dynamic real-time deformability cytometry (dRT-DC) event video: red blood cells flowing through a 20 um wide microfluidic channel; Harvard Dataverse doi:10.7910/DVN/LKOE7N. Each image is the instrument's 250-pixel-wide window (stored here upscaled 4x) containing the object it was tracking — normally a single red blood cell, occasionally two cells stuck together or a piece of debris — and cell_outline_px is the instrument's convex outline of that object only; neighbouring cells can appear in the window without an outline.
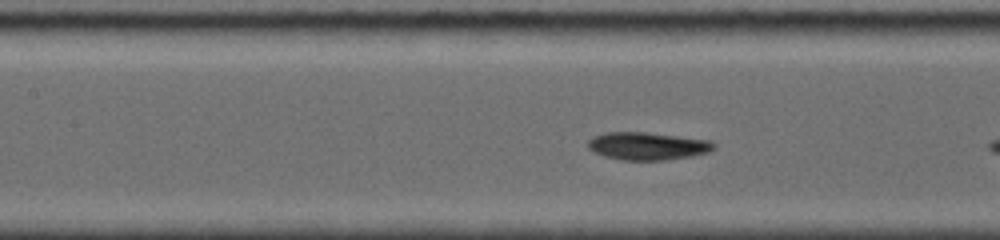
{"species": "common noctule bat (a hibernating species)", "species_latin": "Nyctalus noctula", "temperature_condition": "room temperature", "stored_images_in_passage": 13, "camera_frame_rate_fps": 5000, "um_per_image_px": 0.085, "animal": {"sex": "female", "body_mass_g": 19.0, "forearm_length_mm": 56.7}, "frame": {"image": 1, "passage_image": 6, "time_ms": 2.4, "image_size_px": [1000, 240], "cell_outline_px": [[716, 144], [708, 152], [692, 156], [664, 160], [620, 160], [604, 156], [588, 148], [588, 140], [596, 136], [608, 132], [644, 132], [708, 140]], "centroid_in_image_um": [55.02, 12.42], "position_along_channel_um": 152.4, "area_um2": 20.0}}